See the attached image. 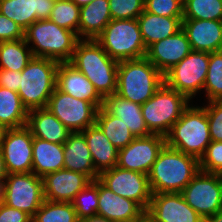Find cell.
<instances>
[{
    "label": "cell",
    "mask_w": 222,
    "mask_h": 222,
    "mask_svg": "<svg viewBox=\"0 0 222 222\" xmlns=\"http://www.w3.org/2000/svg\"><path fill=\"white\" fill-rule=\"evenodd\" d=\"M43 195L47 201L72 203L75 196L92 180L84 174L61 169L43 178Z\"/></svg>",
    "instance_id": "cell-17"
},
{
    "label": "cell",
    "mask_w": 222,
    "mask_h": 222,
    "mask_svg": "<svg viewBox=\"0 0 222 222\" xmlns=\"http://www.w3.org/2000/svg\"><path fill=\"white\" fill-rule=\"evenodd\" d=\"M164 84V75L146 58L118 63L116 93L140 105L147 102Z\"/></svg>",
    "instance_id": "cell-3"
},
{
    "label": "cell",
    "mask_w": 222,
    "mask_h": 222,
    "mask_svg": "<svg viewBox=\"0 0 222 222\" xmlns=\"http://www.w3.org/2000/svg\"><path fill=\"white\" fill-rule=\"evenodd\" d=\"M78 7L85 6L95 0H71Z\"/></svg>",
    "instance_id": "cell-49"
},
{
    "label": "cell",
    "mask_w": 222,
    "mask_h": 222,
    "mask_svg": "<svg viewBox=\"0 0 222 222\" xmlns=\"http://www.w3.org/2000/svg\"><path fill=\"white\" fill-rule=\"evenodd\" d=\"M64 147V169L87 175L92 181L99 178L82 132H71Z\"/></svg>",
    "instance_id": "cell-23"
},
{
    "label": "cell",
    "mask_w": 222,
    "mask_h": 222,
    "mask_svg": "<svg viewBox=\"0 0 222 222\" xmlns=\"http://www.w3.org/2000/svg\"><path fill=\"white\" fill-rule=\"evenodd\" d=\"M95 40L117 62L146 57L137 19H112Z\"/></svg>",
    "instance_id": "cell-7"
},
{
    "label": "cell",
    "mask_w": 222,
    "mask_h": 222,
    "mask_svg": "<svg viewBox=\"0 0 222 222\" xmlns=\"http://www.w3.org/2000/svg\"><path fill=\"white\" fill-rule=\"evenodd\" d=\"M203 88L209 101H222V50L209 53V66Z\"/></svg>",
    "instance_id": "cell-36"
},
{
    "label": "cell",
    "mask_w": 222,
    "mask_h": 222,
    "mask_svg": "<svg viewBox=\"0 0 222 222\" xmlns=\"http://www.w3.org/2000/svg\"><path fill=\"white\" fill-rule=\"evenodd\" d=\"M27 127L33 138L57 144H64L71 133L47 108L28 111Z\"/></svg>",
    "instance_id": "cell-25"
},
{
    "label": "cell",
    "mask_w": 222,
    "mask_h": 222,
    "mask_svg": "<svg viewBox=\"0 0 222 222\" xmlns=\"http://www.w3.org/2000/svg\"><path fill=\"white\" fill-rule=\"evenodd\" d=\"M202 222H222V211H219L210 217L204 218Z\"/></svg>",
    "instance_id": "cell-47"
},
{
    "label": "cell",
    "mask_w": 222,
    "mask_h": 222,
    "mask_svg": "<svg viewBox=\"0 0 222 222\" xmlns=\"http://www.w3.org/2000/svg\"><path fill=\"white\" fill-rule=\"evenodd\" d=\"M112 20L109 1L95 0L80 7L78 35L86 40H95Z\"/></svg>",
    "instance_id": "cell-29"
},
{
    "label": "cell",
    "mask_w": 222,
    "mask_h": 222,
    "mask_svg": "<svg viewBox=\"0 0 222 222\" xmlns=\"http://www.w3.org/2000/svg\"><path fill=\"white\" fill-rule=\"evenodd\" d=\"M114 20L137 19L144 11L145 0H108Z\"/></svg>",
    "instance_id": "cell-38"
},
{
    "label": "cell",
    "mask_w": 222,
    "mask_h": 222,
    "mask_svg": "<svg viewBox=\"0 0 222 222\" xmlns=\"http://www.w3.org/2000/svg\"><path fill=\"white\" fill-rule=\"evenodd\" d=\"M0 222H32V217L24 211L0 204Z\"/></svg>",
    "instance_id": "cell-43"
},
{
    "label": "cell",
    "mask_w": 222,
    "mask_h": 222,
    "mask_svg": "<svg viewBox=\"0 0 222 222\" xmlns=\"http://www.w3.org/2000/svg\"><path fill=\"white\" fill-rule=\"evenodd\" d=\"M209 66V53L191 51L164 74V83L189 99L204 86Z\"/></svg>",
    "instance_id": "cell-9"
},
{
    "label": "cell",
    "mask_w": 222,
    "mask_h": 222,
    "mask_svg": "<svg viewBox=\"0 0 222 222\" xmlns=\"http://www.w3.org/2000/svg\"><path fill=\"white\" fill-rule=\"evenodd\" d=\"M46 108L71 132H82L95 125L98 109L55 88Z\"/></svg>",
    "instance_id": "cell-12"
},
{
    "label": "cell",
    "mask_w": 222,
    "mask_h": 222,
    "mask_svg": "<svg viewBox=\"0 0 222 222\" xmlns=\"http://www.w3.org/2000/svg\"><path fill=\"white\" fill-rule=\"evenodd\" d=\"M56 88L72 97L92 103L97 109L103 106V98L90 80L69 62L59 63L56 72Z\"/></svg>",
    "instance_id": "cell-19"
},
{
    "label": "cell",
    "mask_w": 222,
    "mask_h": 222,
    "mask_svg": "<svg viewBox=\"0 0 222 222\" xmlns=\"http://www.w3.org/2000/svg\"><path fill=\"white\" fill-rule=\"evenodd\" d=\"M5 180L3 203L33 217L45 200L42 178L29 172L7 174Z\"/></svg>",
    "instance_id": "cell-10"
},
{
    "label": "cell",
    "mask_w": 222,
    "mask_h": 222,
    "mask_svg": "<svg viewBox=\"0 0 222 222\" xmlns=\"http://www.w3.org/2000/svg\"><path fill=\"white\" fill-rule=\"evenodd\" d=\"M59 62L33 57L21 71L18 94L28 110L46 108L56 88V72Z\"/></svg>",
    "instance_id": "cell-6"
},
{
    "label": "cell",
    "mask_w": 222,
    "mask_h": 222,
    "mask_svg": "<svg viewBox=\"0 0 222 222\" xmlns=\"http://www.w3.org/2000/svg\"><path fill=\"white\" fill-rule=\"evenodd\" d=\"M82 38L68 29L62 28L49 19L37 20L24 31L27 44H35L30 48L33 57L55 60L59 63L72 59L76 43Z\"/></svg>",
    "instance_id": "cell-4"
},
{
    "label": "cell",
    "mask_w": 222,
    "mask_h": 222,
    "mask_svg": "<svg viewBox=\"0 0 222 222\" xmlns=\"http://www.w3.org/2000/svg\"><path fill=\"white\" fill-rule=\"evenodd\" d=\"M199 172V159L165 144L148 174L152 194L181 193Z\"/></svg>",
    "instance_id": "cell-1"
},
{
    "label": "cell",
    "mask_w": 222,
    "mask_h": 222,
    "mask_svg": "<svg viewBox=\"0 0 222 222\" xmlns=\"http://www.w3.org/2000/svg\"><path fill=\"white\" fill-rule=\"evenodd\" d=\"M98 179L115 194L133 200L147 211L152 198L148 175L115 166L101 172Z\"/></svg>",
    "instance_id": "cell-13"
},
{
    "label": "cell",
    "mask_w": 222,
    "mask_h": 222,
    "mask_svg": "<svg viewBox=\"0 0 222 222\" xmlns=\"http://www.w3.org/2000/svg\"><path fill=\"white\" fill-rule=\"evenodd\" d=\"M80 7L71 0L55 1L49 20L58 26L73 31L78 36Z\"/></svg>",
    "instance_id": "cell-35"
},
{
    "label": "cell",
    "mask_w": 222,
    "mask_h": 222,
    "mask_svg": "<svg viewBox=\"0 0 222 222\" xmlns=\"http://www.w3.org/2000/svg\"><path fill=\"white\" fill-rule=\"evenodd\" d=\"M69 63L90 80L103 99L116 93L119 62L96 40H79Z\"/></svg>",
    "instance_id": "cell-2"
},
{
    "label": "cell",
    "mask_w": 222,
    "mask_h": 222,
    "mask_svg": "<svg viewBox=\"0 0 222 222\" xmlns=\"http://www.w3.org/2000/svg\"><path fill=\"white\" fill-rule=\"evenodd\" d=\"M28 110L17 92L0 86V125L5 129L27 126Z\"/></svg>",
    "instance_id": "cell-30"
},
{
    "label": "cell",
    "mask_w": 222,
    "mask_h": 222,
    "mask_svg": "<svg viewBox=\"0 0 222 222\" xmlns=\"http://www.w3.org/2000/svg\"><path fill=\"white\" fill-rule=\"evenodd\" d=\"M5 130L6 129L2 125H0V147H1L2 138H3Z\"/></svg>",
    "instance_id": "cell-51"
},
{
    "label": "cell",
    "mask_w": 222,
    "mask_h": 222,
    "mask_svg": "<svg viewBox=\"0 0 222 222\" xmlns=\"http://www.w3.org/2000/svg\"><path fill=\"white\" fill-rule=\"evenodd\" d=\"M183 0H145L144 11L166 17L183 18Z\"/></svg>",
    "instance_id": "cell-39"
},
{
    "label": "cell",
    "mask_w": 222,
    "mask_h": 222,
    "mask_svg": "<svg viewBox=\"0 0 222 222\" xmlns=\"http://www.w3.org/2000/svg\"><path fill=\"white\" fill-rule=\"evenodd\" d=\"M33 139L27 126L5 130L0 149L7 174L32 172Z\"/></svg>",
    "instance_id": "cell-14"
},
{
    "label": "cell",
    "mask_w": 222,
    "mask_h": 222,
    "mask_svg": "<svg viewBox=\"0 0 222 222\" xmlns=\"http://www.w3.org/2000/svg\"><path fill=\"white\" fill-rule=\"evenodd\" d=\"M165 142L167 146L200 160L211 143L206 110L188 107L165 136Z\"/></svg>",
    "instance_id": "cell-5"
},
{
    "label": "cell",
    "mask_w": 222,
    "mask_h": 222,
    "mask_svg": "<svg viewBox=\"0 0 222 222\" xmlns=\"http://www.w3.org/2000/svg\"><path fill=\"white\" fill-rule=\"evenodd\" d=\"M95 124L118 150L126 147L135 139L127 126L117 116L109 114L103 107L97 111Z\"/></svg>",
    "instance_id": "cell-31"
},
{
    "label": "cell",
    "mask_w": 222,
    "mask_h": 222,
    "mask_svg": "<svg viewBox=\"0 0 222 222\" xmlns=\"http://www.w3.org/2000/svg\"><path fill=\"white\" fill-rule=\"evenodd\" d=\"M23 38L24 30L0 13V42L16 41Z\"/></svg>",
    "instance_id": "cell-42"
},
{
    "label": "cell",
    "mask_w": 222,
    "mask_h": 222,
    "mask_svg": "<svg viewBox=\"0 0 222 222\" xmlns=\"http://www.w3.org/2000/svg\"><path fill=\"white\" fill-rule=\"evenodd\" d=\"M21 71L0 69V86L18 92Z\"/></svg>",
    "instance_id": "cell-44"
},
{
    "label": "cell",
    "mask_w": 222,
    "mask_h": 222,
    "mask_svg": "<svg viewBox=\"0 0 222 222\" xmlns=\"http://www.w3.org/2000/svg\"><path fill=\"white\" fill-rule=\"evenodd\" d=\"M3 186L4 181H0V204L3 202Z\"/></svg>",
    "instance_id": "cell-50"
},
{
    "label": "cell",
    "mask_w": 222,
    "mask_h": 222,
    "mask_svg": "<svg viewBox=\"0 0 222 222\" xmlns=\"http://www.w3.org/2000/svg\"><path fill=\"white\" fill-rule=\"evenodd\" d=\"M54 0H0V13L24 31L35 21L49 19Z\"/></svg>",
    "instance_id": "cell-20"
},
{
    "label": "cell",
    "mask_w": 222,
    "mask_h": 222,
    "mask_svg": "<svg viewBox=\"0 0 222 222\" xmlns=\"http://www.w3.org/2000/svg\"><path fill=\"white\" fill-rule=\"evenodd\" d=\"M26 45L24 38L0 42V69L22 71L33 58L32 51Z\"/></svg>",
    "instance_id": "cell-32"
},
{
    "label": "cell",
    "mask_w": 222,
    "mask_h": 222,
    "mask_svg": "<svg viewBox=\"0 0 222 222\" xmlns=\"http://www.w3.org/2000/svg\"><path fill=\"white\" fill-rule=\"evenodd\" d=\"M189 98L168 87L165 83L144 104L141 111L152 134L166 136L171 127L189 107Z\"/></svg>",
    "instance_id": "cell-8"
},
{
    "label": "cell",
    "mask_w": 222,
    "mask_h": 222,
    "mask_svg": "<svg viewBox=\"0 0 222 222\" xmlns=\"http://www.w3.org/2000/svg\"><path fill=\"white\" fill-rule=\"evenodd\" d=\"M207 113L211 141L222 142V101H209Z\"/></svg>",
    "instance_id": "cell-41"
},
{
    "label": "cell",
    "mask_w": 222,
    "mask_h": 222,
    "mask_svg": "<svg viewBox=\"0 0 222 222\" xmlns=\"http://www.w3.org/2000/svg\"><path fill=\"white\" fill-rule=\"evenodd\" d=\"M183 20L222 21V0H183Z\"/></svg>",
    "instance_id": "cell-34"
},
{
    "label": "cell",
    "mask_w": 222,
    "mask_h": 222,
    "mask_svg": "<svg viewBox=\"0 0 222 222\" xmlns=\"http://www.w3.org/2000/svg\"><path fill=\"white\" fill-rule=\"evenodd\" d=\"M165 144V137L159 134L137 137L119 150L116 166L148 175Z\"/></svg>",
    "instance_id": "cell-15"
},
{
    "label": "cell",
    "mask_w": 222,
    "mask_h": 222,
    "mask_svg": "<svg viewBox=\"0 0 222 222\" xmlns=\"http://www.w3.org/2000/svg\"><path fill=\"white\" fill-rule=\"evenodd\" d=\"M203 219L222 211V175L200 171L181 192Z\"/></svg>",
    "instance_id": "cell-11"
},
{
    "label": "cell",
    "mask_w": 222,
    "mask_h": 222,
    "mask_svg": "<svg viewBox=\"0 0 222 222\" xmlns=\"http://www.w3.org/2000/svg\"><path fill=\"white\" fill-rule=\"evenodd\" d=\"M154 222H202L203 218L185 201L182 193L152 194L146 211Z\"/></svg>",
    "instance_id": "cell-16"
},
{
    "label": "cell",
    "mask_w": 222,
    "mask_h": 222,
    "mask_svg": "<svg viewBox=\"0 0 222 222\" xmlns=\"http://www.w3.org/2000/svg\"><path fill=\"white\" fill-rule=\"evenodd\" d=\"M143 212L136 202L115 194L98 179L97 215L114 222H131Z\"/></svg>",
    "instance_id": "cell-22"
},
{
    "label": "cell",
    "mask_w": 222,
    "mask_h": 222,
    "mask_svg": "<svg viewBox=\"0 0 222 222\" xmlns=\"http://www.w3.org/2000/svg\"><path fill=\"white\" fill-rule=\"evenodd\" d=\"M32 222H79L72 203L44 200Z\"/></svg>",
    "instance_id": "cell-33"
},
{
    "label": "cell",
    "mask_w": 222,
    "mask_h": 222,
    "mask_svg": "<svg viewBox=\"0 0 222 222\" xmlns=\"http://www.w3.org/2000/svg\"><path fill=\"white\" fill-rule=\"evenodd\" d=\"M192 51L185 32L176 34L152 44L146 58L164 75Z\"/></svg>",
    "instance_id": "cell-18"
},
{
    "label": "cell",
    "mask_w": 222,
    "mask_h": 222,
    "mask_svg": "<svg viewBox=\"0 0 222 222\" xmlns=\"http://www.w3.org/2000/svg\"><path fill=\"white\" fill-rule=\"evenodd\" d=\"M131 222H154V220L146 211H144L137 219H134Z\"/></svg>",
    "instance_id": "cell-48"
},
{
    "label": "cell",
    "mask_w": 222,
    "mask_h": 222,
    "mask_svg": "<svg viewBox=\"0 0 222 222\" xmlns=\"http://www.w3.org/2000/svg\"><path fill=\"white\" fill-rule=\"evenodd\" d=\"M79 220L97 215L98 179L93 180L82 189L72 202Z\"/></svg>",
    "instance_id": "cell-37"
},
{
    "label": "cell",
    "mask_w": 222,
    "mask_h": 222,
    "mask_svg": "<svg viewBox=\"0 0 222 222\" xmlns=\"http://www.w3.org/2000/svg\"><path fill=\"white\" fill-rule=\"evenodd\" d=\"M79 222H114L111 221L105 217L99 216V215H94V216H90L84 219L79 220Z\"/></svg>",
    "instance_id": "cell-45"
},
{
    "label": "cell",
    "mask_w": 222,
    "mask_h": 222,
    "mask_svg": "<svg viewBox=\"0 0 222 222\" xmlns=\"http://www.w3.org/2000/svg\"><path fill=\"white\" fill-rule=\"evenodd\" d=\"M102 107L109 114L117 116L135 138L147 137L152 134L145 123L140 104L121 98L117 94H112L104 98Z\"/></svg>",
    "instance_id": "cell-24"
},
{
    "label": "cell",
    "mask_w": 222,
    "mask_h": 222,
    "mask_svg": "<svg viewBox=\"0 0 222 222\" xmlns=\"http://www.w3.org/2000/svg\"><path fill=\"white\" fill-rule=\"evenodd\" d=\"M64 160L63 144L33 139L32 173L43 178L49 173L64 169Z\"/></svg>",
    "instance_id": "cell-28"
},
{
    "label": "cell",
    "mask_w": 222,
    "mask_h": 222,
    "mask_svg": "<svg viewBox=\"0 0 222 222\" xmlns=\"http://www.w3.org/2000/svg\"><path fill=\"white\" fill-rule=\"evenodd\" d=\"M95 170L101 172L117 165L119 150L107 139L104 133L95 124L83 130Z\"/></svg>",
    "instance_id": "cell-27"
},
{
    "label": "cell",
    "mask_w": 222,
    "mask_h": 222,
    "mask_svg": "<svg viewBox=\"0 0 222 222\" xmlns=\"http://www.w3.org/2000/svg\"><path fill=\"white\" fill-rule=\"evenodd\" d=\"M6 177H7V172L4 165L2 151L0 149V181H3V179L5 180Z\"/></svg>",
    "instance_id": "cell-46"
},
{
    "label": "cell",
    "mask_w": 222,
    "mask_h": 222,
    "mask_svg": "<svg viewBox=\"0 0 222 222\" xmlns=\"http://www.w3.org/2000/svg\"><path fill=\"white\" fill-rule=\"evenodd\" d=\"M142 40L148 49L152 44L176 34L182 29L183 18L158 16L146 11L137 18Z\"/></svg>",
    "instance_id": "cell-26"
},
{
    "label": "cell",
    "mask_w": 222,
    "mask_h": 222,
    "mask_svg": "<svg viewBox=\"0 0 222 222\" xmlns=\"http://www.w3.org/2000/svg\"><path fill=\"white\" fill-rule=\"evenodd\" d=\"M199 163L200 171L222 174V142L211 141Z\"/></svg>",
    "instance_id": "cell-40"
},
{
    "label": "cell",
    "mask_w": 222,
    "mask_h": 222,
    "mask_svg": "<svg viewBox=\"0 0 222 222\" xmlns=\"http://www.w3.org/2000/svg\"><path fill=\"white\" fill-rule=\"evenodd\" d=\"M182 30L193 51L212 53L222 50V21L182 20Z\"/></svg>",
    "instance_id": "cell-21"
}]
</instances>
